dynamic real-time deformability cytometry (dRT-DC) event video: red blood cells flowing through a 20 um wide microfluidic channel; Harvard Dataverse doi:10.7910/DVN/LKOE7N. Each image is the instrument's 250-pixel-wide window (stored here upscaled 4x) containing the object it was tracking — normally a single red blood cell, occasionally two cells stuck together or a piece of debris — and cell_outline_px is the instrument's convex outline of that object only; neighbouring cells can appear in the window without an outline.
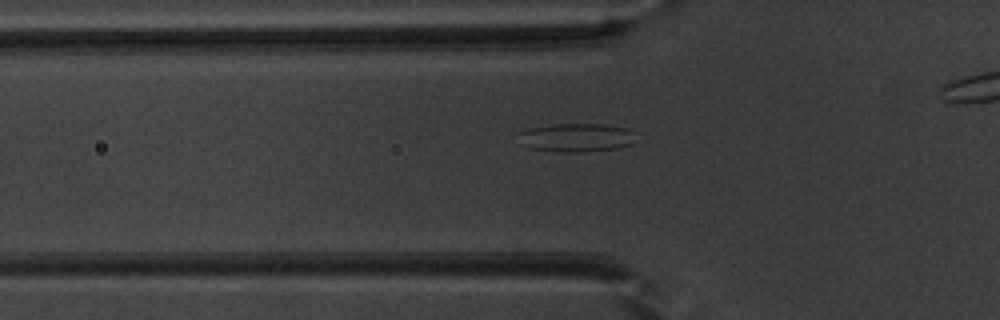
{"species": "common noctule bat (a hibernating species)", "species_latin": "Nyctalus noctula", "temperature_condition": "warm", "stored_images_in_passage": 43, "camera_frame_rate_fps": 3000, "um_per_image_px": 0.085, "animal": {"sex": "male", "body_mass_g": 20.1, "forearm_length_mm": 53.5}, "frame": {"image": 1, "passage_image": 18, "time_ms": 5.667, "image_size_px": [1000, 320], "cell_outline_px": [[632, 144], [616, 148], [584, 152], [560, 152], [528, 148], [520, 144], [516, 132], [528, 128], [552, 124], [604, 124], [628, 128], [632, 132]], "centroid_in_image_um": [48.88, 11.69], "position_along_channel_um": 76.9, "area_um2": 19.71}}
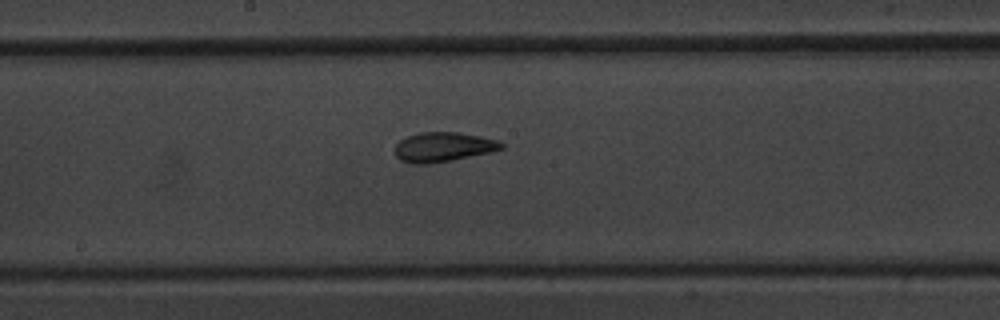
{"frame": {"image": 2, "passage_image": 28, "time_ms": 9.0, "image_size_px": [1000, 320], "cell_outline_px": [[504, 148], [492, 152], [452, 160], [428, 164], [412, 164], [400, 160], [396, 156], [396, 144], [400, 140], [408, 136], [420, 132], [456, 132], [480, 136], [500, 140], [504, 144]], "centroid_in_image_um": [37.7, 12.5], "position_along_channel_um": 210.5, "area_um2": 18.44}}
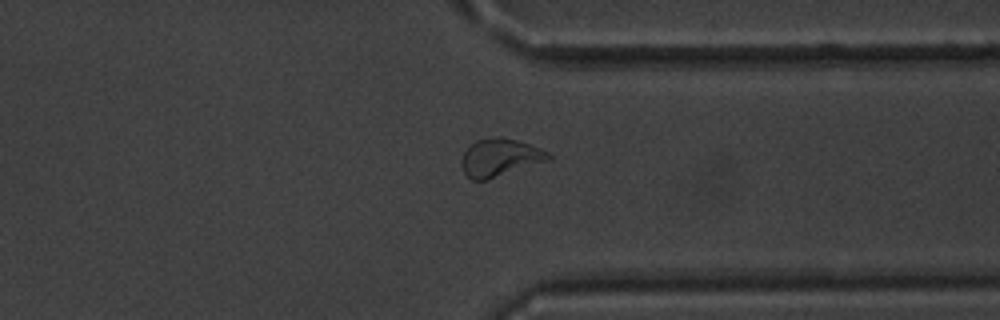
{"frame": {"image": 3, "passage_image": 40, "time_ms": 13.0, "image_size_px": [1000, 320], "cell_outline_px": [[552, 160], [488, 180], [472, 180], [464, 172], [460, 164], [460, 160], [464, 152], [476, 140], [496, 136], [500, 136], [516, 140], [540, 148], [548, 152], [552, 156]], "centroid_in_image_um": [42.51, 13.41], "position_along_channel_um": 368.9, "area_um2": 19.36}}